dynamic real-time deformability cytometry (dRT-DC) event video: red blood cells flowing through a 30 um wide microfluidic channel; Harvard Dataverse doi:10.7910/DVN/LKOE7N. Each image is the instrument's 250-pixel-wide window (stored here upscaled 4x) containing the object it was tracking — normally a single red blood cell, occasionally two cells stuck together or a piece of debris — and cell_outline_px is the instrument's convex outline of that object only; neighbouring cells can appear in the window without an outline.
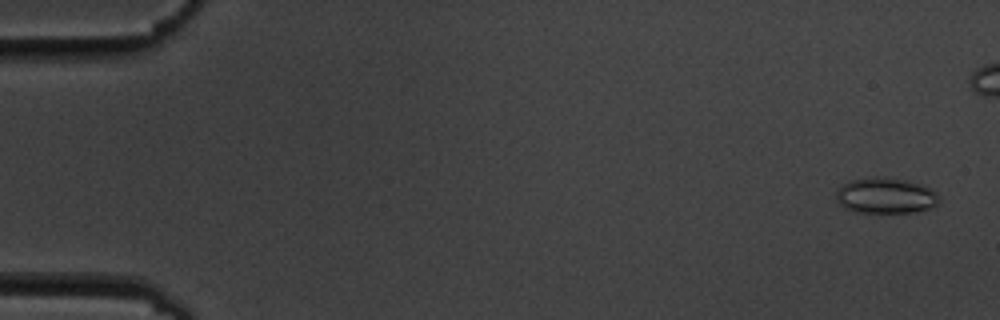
{"species": "common noctule bat (a hibernating species)", "species_latin": "Nyctalus noctula", "temperature_condition": "cold", "stored_images_in_passage": 14, "camera_frame_rate_fps": 3000, "um_per_image_px": 0.085, "animal": {"sex": "male", "body_mass_g": 19.5, "forearm_length_mm": 54.6}, "frame": {"image": 1, "passage_image": 1, "time_ms": 0.0, "image_size_px": [1000, 320], "cell_outline_px": [[940, 200], [936, 204], [928, 208], [912, 212], [856, 212], [844, 208], [836, 200], [836, 192], [844, 184], [852, 180], [908, 180], [920, 184], [936, 192]], "centroid_in_image_um": [75.28, 16.68], "position_along_channel_um": 9.7, "area_um2": 20.4}}
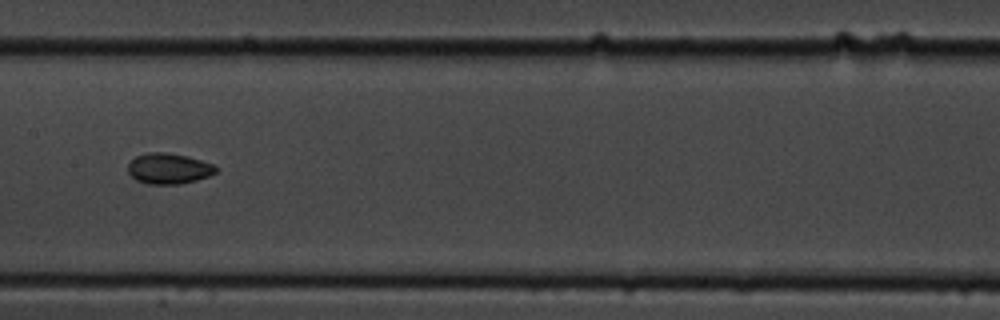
{"frame": {"image": 2, "passage_image": 8, "time_ms": 9.0, "image_size_px": [1000, 320], "cell_outline_px": [[216, 172], [208, 176], [196, 180], [180, 184], [148, 184], [136, 180], [128, 172], [128, 164], [136, 156], [148, 152], [164, 152], [188, 156], [212, 164], [216, 168]], "centroid_in_image_um": [14.31, 14.33], "position_along_channel_um": 193.1, "area_um2": 15.61}}
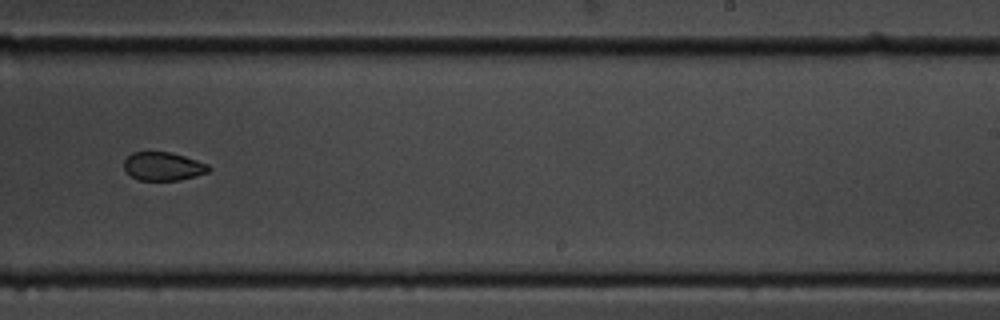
{"frame": {"image": 3, "passage_image": 10, "time_ms": 11.333, "image_size_px": [1000, 320], "cell_outline_px": [[212, 168], [208, 172], [196, 176], [180, 180], [140, 180], [132, 176], [124, 168], [124, 160], [132, 152], [172, 152], [208, 164]], "centroid_in_image_um": [13.89, 14.13], "position_along_channel_um": 275.1, "area_um2": 13.99}}